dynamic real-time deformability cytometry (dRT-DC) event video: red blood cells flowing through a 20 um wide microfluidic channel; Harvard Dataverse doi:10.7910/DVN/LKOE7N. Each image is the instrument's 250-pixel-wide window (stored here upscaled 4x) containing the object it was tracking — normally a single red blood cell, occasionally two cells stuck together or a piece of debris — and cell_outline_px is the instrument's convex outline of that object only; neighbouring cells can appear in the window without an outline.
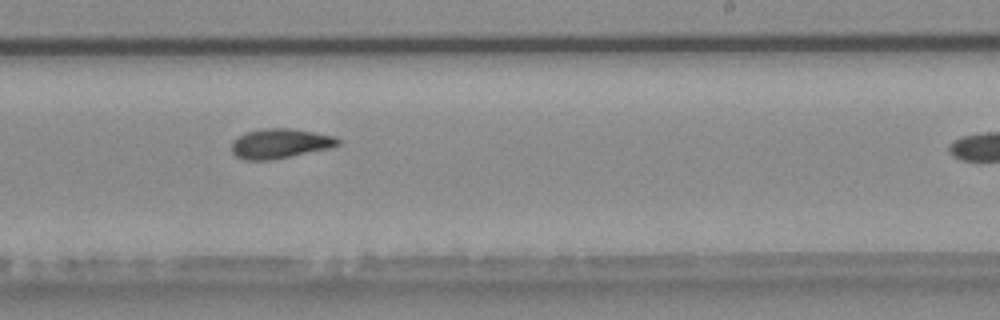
{"species": "common noctule bat (a hibernating species)", "species_latin": "Nyctalus noctula", "temperature_condition": "warm", "stored_images_in_passage": 32, "camera_frame_rate_fps": 3000, "um_per_image_px": 0.085, "animal": {"sex": "male", "body_mass_g": 20.4}, "frame": {"image": 1, "passage_image": 28, "time_ms": 9.0, "image_size_px": [1000, 320], "cell_outline_px": [[340, 144], [332, 148], [272, 160], [244, 160], [236, 156], [232, 152], [232, 140], [244, 132], [264, 128], [292, 128], [336, 136], [340, 140]], "centroid_in_image_um": [23.81, 12.19], "position_along_channel_um": 265.2, "area_um2": 18.73}}